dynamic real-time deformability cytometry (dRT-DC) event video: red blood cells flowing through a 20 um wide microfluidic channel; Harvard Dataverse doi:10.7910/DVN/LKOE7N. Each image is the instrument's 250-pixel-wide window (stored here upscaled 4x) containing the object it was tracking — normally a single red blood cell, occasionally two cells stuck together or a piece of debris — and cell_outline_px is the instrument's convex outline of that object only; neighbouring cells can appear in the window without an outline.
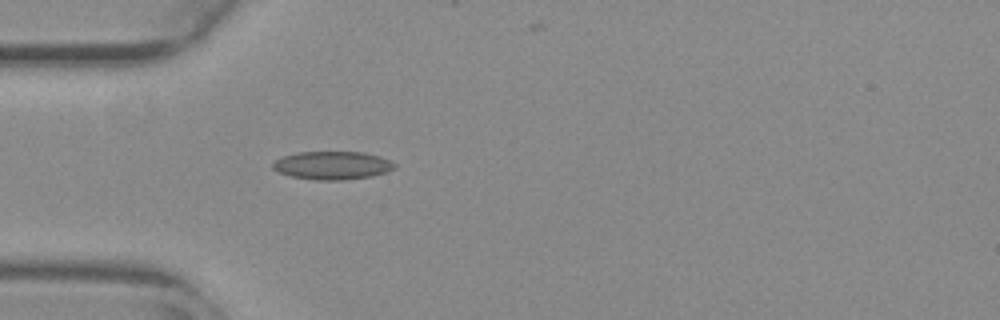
{"species": "common noctule bat (a hibernating species)", "species_latin": "Nyctalus noctula", "temperature_condition": "warm", "stored_images_in_passage": 34, "camera_frame_rate_fps": 3000, "um_per_image_px": 0.085, "animal": {"sex": "female", "body_mass_g": 29.2, "forearm_length_mm": 56.3}, "frame": {"image": 1, "passage_image": 2, "time_ms": 0.333, "image_size_px": [1000, 320], "cell_outline_px": [[396, 168], [388, 172], [372, 176], [340, 180], [316, 180], [292, 176], [280, 172], [272, 168], [272, 164], [276, 160], [284, 156], [296, 152], [364, 152], [380, 156], [396, 164]], "centroid_in_image_um": [28.29, 14.05], "position_along_channel_um": 56.7, "area_um2": 19.94}}
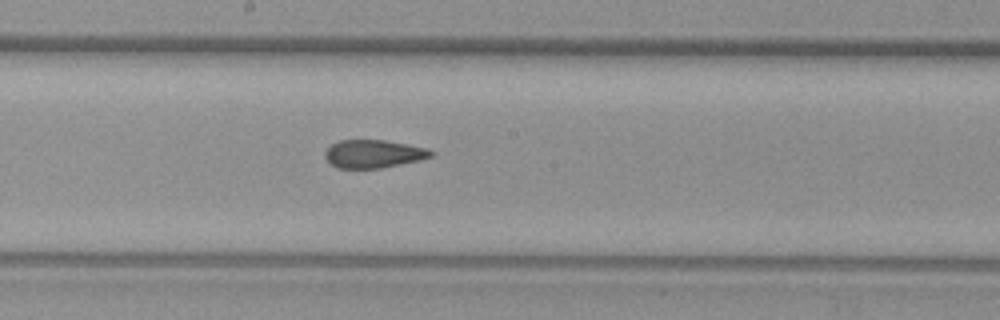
{"frame": {"image": 2, "passage_image": 15, "time_ms": 4.667, "image_size_px": [1000, 320], "cell_outline_px": [[436, 152], [432, 156], [420, 160], [380, 168], [336, 168], [324, 156], [324, 152], [332, 144], [340, 140], [384, 140], [428, 148]], "centroid_in_image_um": [31.76, 13.07], "position_along_channel_um": 216.4, "area_um2": 17.28}}
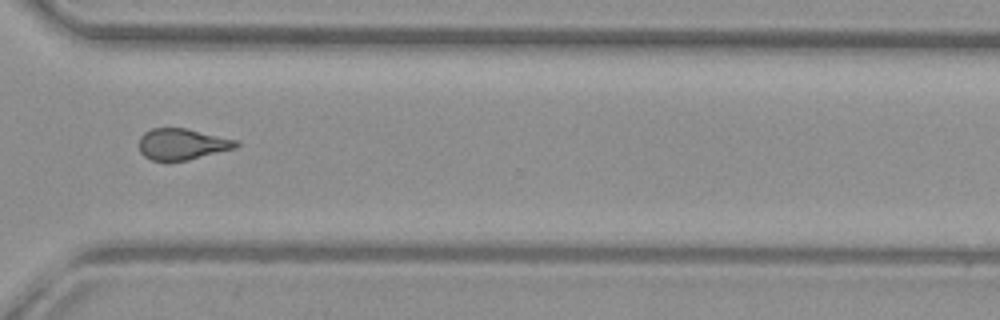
{"frame": {"image": 3, "passage_image": 26, "time_ms": 8.333, "image_size_px": [1000, 320], "cell_outline_px": [[240, 144], [236, 148], [188, 160], [168, 164], [152, 160], [144, 156], [140, 152], [140, 136], [144, 132], [152, 128], [184, 128], [240, 140]], "centroid_in_image_um": [15.49, 12.28], "position_along_channel_um": 355.1, "area_um2": 18.15}}